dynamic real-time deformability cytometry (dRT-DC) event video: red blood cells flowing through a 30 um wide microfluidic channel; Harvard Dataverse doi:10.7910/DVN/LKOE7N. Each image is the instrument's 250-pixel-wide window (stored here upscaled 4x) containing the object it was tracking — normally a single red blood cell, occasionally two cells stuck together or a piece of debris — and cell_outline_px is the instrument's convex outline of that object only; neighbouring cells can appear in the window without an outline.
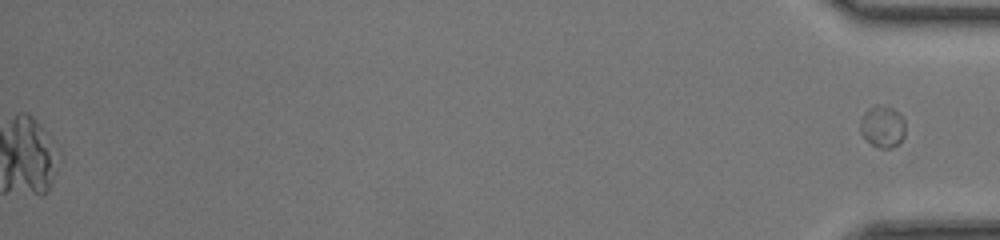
{"species": "common noctule bat (a hibernating species)", "species_latin": "Nyctalus noctula", "temperature_condition": "room temperature", "stored_images_in_passage": 48, "segment_of_instrument_passage": [2, 2], "camera_frame_rate_fps": 3000, "um_per_image_px": 0.085, "animal": {"sex": "female", "body_mass_g": 17.0, "forearm_length_mm": 48.0}, "frame": {"image": 1, "passage_image": 48, "time_ms": 15.667, "image_size_px": [1000, 240], "cell_outline_px": [[904, 136], [900, 144], [892, 148], [880, 148], [872, 144], [860, 132], [860, 124], [864, 112], [872, 108], [892, 108], [904, 116]], "centroid_in_image_um": [75.06, 10.82], "position_along_channel_um": 360.1, "area_um2": 10.64}}